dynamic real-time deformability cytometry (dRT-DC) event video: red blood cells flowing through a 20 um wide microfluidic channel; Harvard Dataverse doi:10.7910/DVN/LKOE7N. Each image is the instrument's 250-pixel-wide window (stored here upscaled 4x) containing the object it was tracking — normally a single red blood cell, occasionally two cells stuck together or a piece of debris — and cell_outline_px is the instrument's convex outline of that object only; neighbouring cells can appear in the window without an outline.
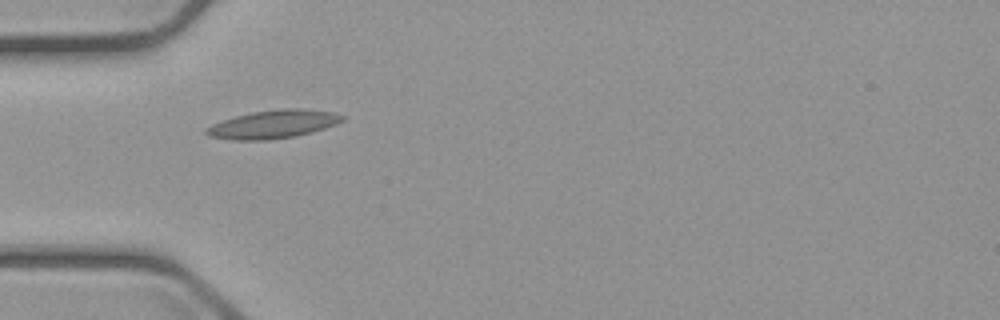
{"species": "common noctule bat (a hibernating species)", "species_latin": "Nyctalus noctula", "temperature_condition": "cold", "stored_images_in_passage": 2, "camera_frame_rate_fps": 3000, "um_per_image_px": 0.085, "animal": {"sex": "male", "body_mass_g": 23.1, "forearm_length_mm": 52.7}, "frame": {"image": 1, "passage_image": 1, "time_ms": 0.0, "image_size_px": [1000, 320], "cell_outline_px": [[344, 120], [336, 124], [312, 132], [296, 136], [268, 140], [236, 140], [208, 136], [204, 132], [204, 128], [212, 124], [236, 116], [252, 112], [280, 108], [304, 108], [332, 112], [344, 116]], "centroid_in_image_um": [23.22, 10.56], "position_along_channel_um": 61.8, "area_um2": 22.43}}
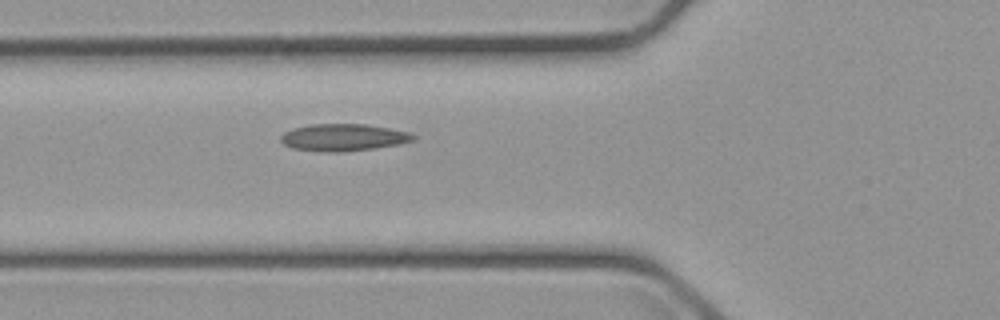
{"frame": {"image": 2, "passage_image": 2, "time_ms": 1.0, "image_size_px": [1000, 320], "cell_outline_px": [[416, 140], [396, 144], [372, 148], [340, 152], [324, 152], [292, 148], [284, 144], [280, 140], [280, 136], [284, 132], [292, 128], [308, 124], [364, 124], [388, 128], [408, 132], [416, 136]], "centroid_in_image_um": [29.13, 11.67], "position_along_channel_um": 96.7, "area_um2": 20.81}}